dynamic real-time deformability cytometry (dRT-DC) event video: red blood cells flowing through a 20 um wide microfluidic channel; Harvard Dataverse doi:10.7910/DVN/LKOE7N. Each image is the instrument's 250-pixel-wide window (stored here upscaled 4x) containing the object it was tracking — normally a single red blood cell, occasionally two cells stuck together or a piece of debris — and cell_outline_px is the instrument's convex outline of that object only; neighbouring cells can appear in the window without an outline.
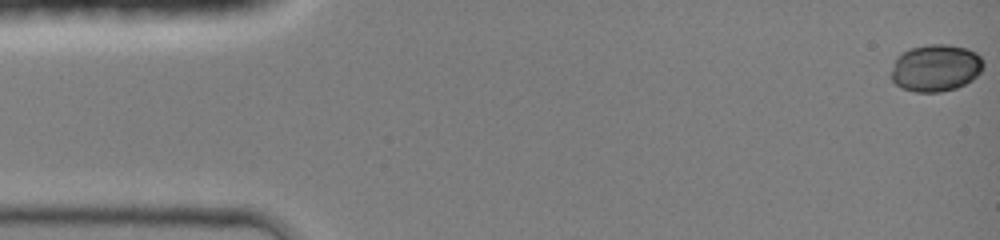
{"species": "common noctule bat (a hibernating species)", "species_latin": "Nyctalus noctula", "temperature_condition": "room temperature", "stored_images_in_passage": 45, "camera_frame_rate_fps": 3000, "um_per_image_px": 0.085, "animal": {"sex": "female", "body_mass_g": 19.0, "forearm_length_mm": 51.5}, "frame": {"image": 1, "passage_image": 1, "time_ms": 0.0, "image_size_px": [1000, 240], "cell_outline_px": [[984, 64], [980, 72], [972, 80], [956, 88], [940, 92], [916, 92], [904, 88], [896, 84], [892, 80], [892, 68], [896, 56], [912, 48], [928, 44], [948, 44], [968, 48], [976, 52], [984, 60]], "centroid_in_image_um": [79.56, 5.76], "position_along_channel_um": 5.4, "area_um2": 25.32}}
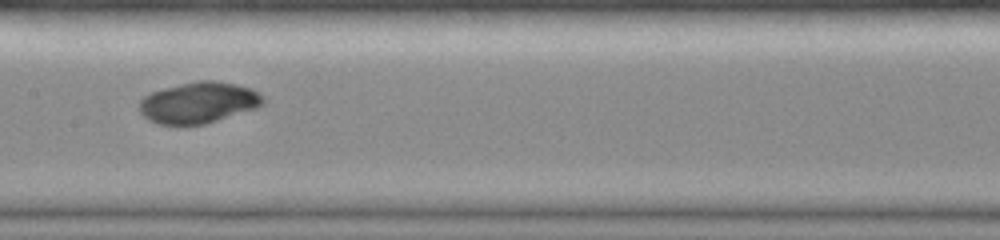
{"frame": {"image": 2, "passage_image": 23, "time_ms": 7.333, "image_size_px": [1000, 240], "cell_outline_px": [[264, 104], [256, 108], [204, 124], [156, 124], [148, 120], [140, 112], [140, 100], [144, 96], [152, 92], [164, 88], [196, 80], [216, 80], [236, 84], [252, 88], [264, 96]], "centroid_in_image_um": [16.9, 8.71], "position_along_channel_um": 190.5, "area_um2": 29.65}}
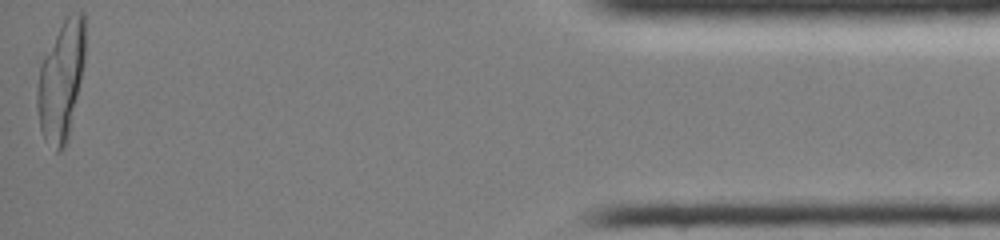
{"frame": {"image": 3, "passage_image": 45, "time_ms": 14.667, "image_size_px": [1000, 240], "cell_outline_px": [[84, 64], [68, 144], [60, 152], [56, 152], [44, 140], [40, 128], [36, 108], [36, 88], [40, 64], [44, 56], [64, 20], [72, 12], [84, 12]], "centroid_in_image_um": [5.18, 6.96], "position_along_channel_um": 430.0, "area_um2": 33.52}}